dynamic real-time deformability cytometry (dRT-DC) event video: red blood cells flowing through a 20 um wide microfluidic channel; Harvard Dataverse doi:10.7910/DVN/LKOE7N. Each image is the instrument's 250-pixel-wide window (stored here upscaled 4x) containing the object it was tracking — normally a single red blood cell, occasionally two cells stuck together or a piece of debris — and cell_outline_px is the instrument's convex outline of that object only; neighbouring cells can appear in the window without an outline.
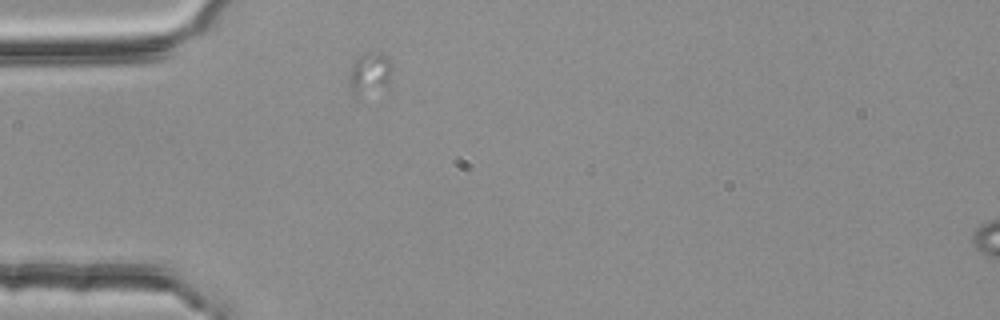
{"species": "common noctule bat (a hibernating species)", "species_latin": "Nyctalus noctula", "temperature_condition": "room temperature", "stored_images_in_passage": 10, "camera_frame_rate_fps": 3000, "um_per_image_px": 0.085, "animal": {"sex": "female", "body_mass_g": 25.1}, "frame": {"image": 1, "passage_image": 2, "time_ms": 0.333, "image_size_px": [1000, 320], "cell_outline_px": [[392, 80], [384, 84], [356, 96], [352, 92], [348, 80], [352, 64], [364, 52], [380, 52], [388, 56], [392, 60]], "centroid_in_image_um": [31.45, 6.14], "position_along_channel_um": 53.5, "area_um2": 10.23}}
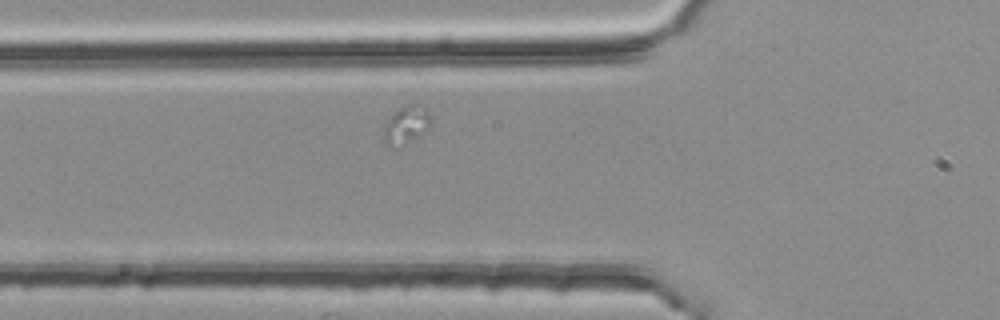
{"frame": {"image": 2, "passage_image": 6, "time_ms": 1.667, "image_size_px": [1000, 320], "cell_outline_px": [[432, 120], [428, 128], [404, 144], [388, 144], [384, 140], [384, 124], [392, 112], [404, 104], [420, 104], [428, 112]], "centroid_in_image_um": [34.52, 10.52], "position_along_channel_um": 91.3, "area_um2": 10.12}}